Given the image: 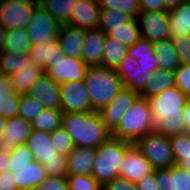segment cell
Masks as SVG:
<instances>
[{
	"instance_id": "6da1fadb",
	"label": "cell",
	"mask_w": 190,
	"mask_h": 190,
	"mask_svg": "<svg viewBox=\"0 0 190 190\" xmlns=\"http://www.w3.org/2000/svg\"><path fill=\"white\" fill-rule=\"evenodd\" d=\"M154 131L167 137L185 133L183 110L188 98L175 85L148 99Z\"/></svg>"
},
{
	"instance_id": "7a4b0ae2",
	"label": "cell",
	"mask_w": 190,
	"mask_h": 190,
	"mask_svg": "<svg viewBox=\"0 0 190 190\" xmlns=\"http://www.w3.org/2000/svg\"><path fill=\"white\" fill-rule=\"evenodd\" d=\"M62 127L72 138L74 146L97 148L112 137L97 111L63 113Z\"/></svg>"
},
{
	"instance_id": "3957f363",
	"label": "cell",
	"mask_w": 190,
	"mask_h": 190,
	"mask_svg": "<svg viewBox=\"0 0 190 190\" xmlns=\"http://www.w3.org/2000/svg\"><path fill=\"white\" fill-rule=\"evenodd\" d=\"M93 111L100 112L124 88L116 69L89 66L83 79Z\"/></svg>"
},
{
	"instance_id": "277c9868",
	"label": "cell",
	"mask_w": 190,
	"mask_h": 190,
	"mask_svg": "<svg viewBox=\"0 0 190 190\" xmlns=\"http://www.w3.org/2000/svg\"><path fill=\"white\" fill-rule=\"evenodd\" d=\"M152 118L149 100L139 96L127 109L111 135L115 139L134 144L139 138L154 131Z\"/></svg>"
},
{
	"instance_id": "5b68a950",
	"label": "cell",
	"mask_w": 190,
	"mask_h": 190,
	"mask_svg": "<svg viewBox=\"0 0 190 190\" xmlns=\"http://www.w3.org/2000/svg\"><path fill=\"white\" fill-rule=\"evenodd\" d=\"M131 145L132 143L111 137L96 148L91 175L102 187L119 176L125 152Z\"/></svg>"
},
{
	"instance_id": "8992f818",
	"label": "cell",
	"mask_w": 190,
	"mask_h": 190,
	"mask_svg": "<svg viewBox=\"0 0 190 190\" xmlns=\"http://www.w3.org/2000/svg\"><path fill=\"white\" fill-rule=\"evenodd\" d=\"M25 145L29 147L34 160L43 166L48 176L67 177V156L59 155L54 150L49 132L32 130Z\"/></svg>"
},
{
	"instance_id": "52a82bcc",
	"label": "cell",
	"mask_w": 190,
	"mask_h": 190,
	"mask_svg": "<svg viewBox=\"0 0 190 190\" xmlns=\"http://www.w3.org/2000/svg\"><path fill=\"white\" fill-rule=\"evenodd\" d=\"M134 144L155 170L169 168L175 164L170 137L153 131L139 138Z\"/></svg>"
},
{
	"instance_id": "ba28073f",
	"label": "cell",
	"mask_w": 190,
	"mask_h": 190,
	"mask_svg": "<svg viewBox=\"0 0 190 190\" xmlns=\"http://www.w3.org/2000/svg\"><path fill=\"white\" fill-rule=\"evenodd\" d=\"M60 24L39 4L33 9L26 30L31 45L43 44L47 40H57Z\"/></svg>"
},
{
	"instance_id": "9c48e42d",
	"label": "cell",
	"mask_w": 190,
	"mask_h": 190,
	"mask_svg": "<svg viewBox=\"0 0 190 190\" xmlns=\"http://www.w3.org/2000/svg\"><path fill=\"white\" fill-rule=\"evenodd\" d=\"M63 113H90L92 108L83 80L59 84Z\"/></svg>"
},
{
	"instance_id": "30bf717a",
	"label": "cell",
	"mask_w": 190,
	"mask_h": 190,
	"mask_svg": "<svg viewBox=\"0 0 190 190\" xmlns=\"http://www.w3.org/2000/svg\"><path fill=\"white\" fill-rule=\"evenodd\" d=\"M136 20L141 38L150 42L169 38L168 11H140Z\"/></svg>"
},
{
	"instance_id": "8fae6325",
	"label": "cell",
	"mask_w": 190,
	"mask_h": 190,
	"mask_svg": "<svg viewBox=\"0 0 190 190\" xmlns=\"http://www.w3.org/2000/svg\"><path fill=\"white\" fill-rule=\"evenodd\" d=\"M88 67L81 58L68 57L66 54H63L46 71V74L57 84L70 81L75 82L85 78Z\"/></svg>"
},
{
	"instance_id": "7c38bea8",
	"label": "cell",
	"mask_w": 190,
	"mask_h": 190,
	"mask_svg": "<svg viewBox=\"0 0 190 190\" xmlns=\"http://www.w3.org/2000/svg\"><path fill=\"white\" fill-rule=\"evenodd\" d=\"M38 0H5L1 25L8 29L26 28Z\"/></svg>"
},
{
	"instance_id": "4fadbf2b",
	"label": "cell",
	"mask_w": 190,
	"mask_h": 190,
	"mask_svg": "<svg viewBox=\"0 0 190 190\" xmlns=\"http://www.w3.org/2000/svg\"><path fill=\"white\" fill-rule=\"evenodd\" d=\"M139 96V92L124 87L99 112L104 125H106L111 132L118 126L120 119Z\"/></svg>"
},
{
	"instance_id": "5bb4252c",
	"label": "cell",
	"mask_w": 190,
	"mask_h": 190,
	"mask_svg": "<svg viewBox=\"0 0 190 190\" xmlns=\"http://www.w3.org/2000/svg\"><path fill=\"white\" fill-rule=\"evenodd\" d=\"M154 171L152 164L144 157L138 147L132 144L125 152L119 176L136 184L141 178L154 173Z\"/></svg>"
},
{
	"instance_id": "9a60e30c",
	"label": "cell",
	"mask_w": 190,
	"mask_h": 190,
	"mask_svg": "<svg viewBox=\"0 0 190 190\" xmlns=\"http://www.w3.org/2000/svg\"><path fill=\"white\" fill-rule=\"evenodd\" d=\"M31 131L30 121L19 116L7 118L4 134L0 138V151L11 153L16 146L25 144Z\"/></svg>"
},
{
	"instance_id": "2e32d148",
	"label": "cell",
	"mask_w": 190,
	"mask_h": 190,
	"mask_svg": "<svg viewBox=\"0 0 190 190\" xmlns=\"http://www.w3.org/2000/svg\"><path fill=\"white\" fill-rule=\"evenodd\" d=\"M27 94L39 101L45 109L62 110L59 84L46 73L35 81Z\"/></svg>"
},
{
	"instance_id": "e0dca14e",
	"label": "cell",
	"mask_w": 190,
	"mask_h": 190,
	"mask_svg": "<svg viewBox=\"0 0 190 190\" xmlns=\"http://www.w3.org/2000/svg\"><path fill=\"white\" fill-rule=\"evenodd\" d=\"M137 59L126 54L116 68L118 76L122 80L124 87L140 92L153 74L142 76V72Z\"/></svg>"
},
{
	"instance_id": "ac0fdd59",
	"label": "cell",
	"mask_w": 190,
	"mask_h": 190,
	"mask_svg": "<svg viewBox=\"0 0 190 190\" xmlns=\"http://www.w3.org/2000/svg\"><path fill=\"white\" fill-rule=\"evenodd\" d=\"M100 10L98 0H79L72 11L68 24L86 30L96 29Z\"/></svg>"
},
{
	"instance_id": "d6986e66",
	"label": "cell",
	"mask_w": 190,
	"mask_h": 190,
	"mask_svg": "<svg viewBox=\"0 0 190 190\" xmlns=\"http://www.w3.org/2000/svg\"><path fill=\"white\" fill-rule=\"evenodd\" d=\"M83 42L81 59L88 66H103L106 34L98 28L87 30Z\"/></svg>"
},
{
	"instance_id": "ffe728a7",
	"label": "cell",
	"mask_w": 190,
	"mask_h": 190,
	"mask_svg": "<svg viewBox=\"0 0 190 190\" xmlns=\"http://www.w3.org/2000/svg\"><path fill=\"white\" fill-rule=\"evenodd\" d=\"M96 148L75 146L67 155V176L91 175Z\"/></svg>"
},
{
	"instance_id": "44dd1931",
	"label": "cell",
	"mask_w": 190,
	"mask_h": 190,
	"mask_svg": "<svg viewBox=\"0 0 190 190\" xmlns=\"http://www.w3.org/2000/svg\"><path fill=\"white\" fill-rule=\"evenodd\" d=\"M86 31V29L74 27L69 24L61 25L58 31L57 41L63 53L68 57L81 58V50Z\"/></svg>"
},
{
	"instance_id": "7402d4cb",
	"label": "cell",
	"mask_w": 190,
	"mask_h": 190,
	"mask_svg": "<svg viewBox=\"0 0 190 190\" xmlns=\"http://www.w3.org/2000/svg\"><path fill=\"white\" fill-rule=\"evenodd\" d=\"M63 51L57 40H47L42 45H31L27 52L29 60L37 66H40L46 72L54 65V62L63 56Z\"/></svg>"
},
{
	"instance_id": "603a6c76",
	"label": "cell",
	"mask_w": 190,
	"mask_h": 190,
	"mask_svg": "<svg viewBox=\"0 0 190 190\" xmlns=\"http://www.w3.org/2000/svg\"><path fill=\"white\" fill-rule=\"evenodd\" d=\"M127 54L137 59L142 76L153 74L158 69L153 42L147 39L140 38L135 44L127 48Z\"/></svg>"
},
{
	"instance_id": "cb8c5ba5",
	"label": "cell",
	"mask_w": 190,
	"mask_h": 190,
	"mask_svg": "<svg viewBox=\"0 0 190 190\" xmlns=\"http://www.w3.org/2000/svg\"><path fill=\"white\" fill-rule=\"evenodd\" d=\"M12 175L18 190H34L48 176L43 166L35 160L21 169H15Z\"/></svg>"
},
{
	"instance_id": "d4e9b609",
	"label": "cell",
	"mask_w": 190,
	"mask_h": 190,
	"mask_svg": "<svg viewBox=\"0 0 190 190\" xmlns=\"http://www.w3.org/2000/svg\"><path fill=\"white\" fill-rule=\"evenodd\" d=\"M45 73L42 67L31 62L30 64L23 65L18 73L7 75V78L17 94H24Z\"/></svg>"
},
{
	"instance_id": "484cf974",
	"label": "cell",
	"mask_w": 190,
	"mask_h": 190,
	"mask_svg": "<svg viewBox=\"0 0 190 190\" xmlns=\"http://www.w3.org/2000/svg\"><path fill=\"white\" fill-rule=\"evenodd\" d=\"M169 38L190 34V3L182 2L168 11Z\"/></svg>"
},
{
	"instance_id": "4316f807",
	"label": "cell",
	"mask_w": 190,
	"mask_h": 190,
	"mask_svg": "<svg viewBox=\"0 0 190 190\" xmlns=\"http://www.w3.org/2000/svg\"><path fill=\"white\" fill-rule=\"evenodd\" d=\"M153 48L158 62V69L175 71L181 65L171 38L154 41Z\"/></svg>"
},
{
	"instance_id": "83f0119b",
	"label": "cell",
	"mask_w": 190,
	"mask_h": 190,
	"mask_svg": "<svg viewBox=\"0 0 190 190\" xmlns=\"http://www.w3.org/2000/svg\"><path fill=\"white\" fill-rule=\"evenodd\" d=\"M175 85V72L173 70L157 69L139 92V95L149 99Z\"/></svg>"
},
{
	"instance_id": "f1b7e54d",
	"label": "cell",
	"mask_w": 190,
	"mask_h": 190,
	"mask_svg": "<svg viewBox=\"0 0 190 190\" xmlns=\"http://www.w3.org/2000/svg\"><path fill=\"white\" fill-rule=\"evenodd\" d=\"M20 94H17L10 84L7 75L0 83V116L12 118L18 116Z\"/></svg>"
},
{
	"instance_id": "f546056e",
	"label": "cell",
	"mask_w": 190,
	"mask_h": 190,
	"mask_svg": "<svg viewBox=\"0 0 190 190\" xmlns=\"http://www.w3.org/2000/svg\"><path fill=\"white\" fill-rule=\"evenodd\" d=\"M31 47V39L26 28L8 29L5 37L3 52L13 55L27 54Z\"/></svg>"
},
{
	"instance_id": "4dcf8cb0",
	"label": "cell",
	"mask_w": 190,
	"mask_h": 190,
	"mask_svg": "<svg viewBox=\"0 0 190 190\" xmlns=\"http://www.w3.org/2000/svg\"><path fill=\"white\" fill-rule=\"evenodd\" d=\"M79 0H38V3L60 24L69 23L72 11Z\"/></svg>"
},
{
	"instance_id": "1f68e13d",
	"label": "cell",
	"mask_w": 190,
	"mask_h": 190,
	"mask_svg": "<svg viewBox=\"0 0 190 190\" xmlns=\"http://www.w3.org/2000/svg\"><path fill=\"white\" fill-rule=\"evenodd\" d=\"M63 111L59 109H44L30 123L32 130L51 132L62 126Z\"/></svg>"
},
{
	"instance_id": "d6a6232c",
	"label": "cell",
	"mask_w": 190,
	"mask_h": 190,
	"mask_svg": "<svg viewBox=\"0 0 190 190\" xmlns=\"http://www.w3.org/2000/svg\"><path fill=\"white\" fill-rule=\"evenodd\" d=\"M106 37L116 39L127 47L132 46L141 38V33L136 18H131L123 26L112 27V31L108 32Z\"/></svg>"
},
{
	"instance_id": "836d02e7",
	"label": "cell",
	"mask_w": 190,
	"mask_h": 190,
	"mask_svg": "<svg viewBox=\"0 0 190 190\" xmlns=\"http://www.w3.org/2000/svg\"><path fill=\"white\" fill-rule=\"evenodd\" d=\"M127 46L116 39L106 37L103 51V67L116 69L121 59L127 54Z\"/></svg>"
},
{
	"instance_id": "e575fe53",
	"label": "cell",
	"mask_w": 190,
	"mask_h": 190,
	"mask_svg": "<svg viewBox=\"0 0 190 190\" xmlns=\"http://www.w3.org/2000/svg\"><path fill=\"white\" fill-rule=\"evenodd\" d=\"M130 19L131 17L123 12L101 9L97 28L107 34L112 31V27L123 26Z\"/></svg>"
},
{
	"instance_id": "d590c367",
	"label": "cell",
	"mask_w": 190,
	"mask_h": 190,
	"mask_svg": "<svg viewBox=\"0 0 190 190\" xmlns=\"http://www.w3.org/2000/svg\"><path fill=\"white\" fill-rule=\"evenodd\" d=\"M101 9L123 12L136 18L140 12L138 0H98Z\"/></svg>"
},
{
	"instance_id": "8d00e7d4",
	"label": "cell",
	"mask_w": 190,
	"mask_h": 190,
	"mask_svg": "<svg viewBox=\"0 0 190 190\" xmlns=\"http://www.w3.org/2000/svg\"><path fill=\"white\" fill-rule=\"evenodd\" d=\"M44 109L45 108L39 101H37L27 93L20 94L18 111L19 117L31 122Z\"/></svg>"
},
{
	"instance_id": "74e56055",
	"label": "cell",
	"mask_w": 190,
	"mask_h": 190,
	"mask_svg": "<svg viewBox=\"0 0 190 190\" xmlns=\"http://www.w3.org/2000/svg\"><path fill=\"white\" fill-rule=\"evenodd\" d=\"M31 61L27 54L13 55L8 52H3L0 58V69L5 75L18 73L23 65L30 64Z\"/></svg>"
},
{
	"instance_id": "f35d334b",
	"label": "cell",
	"mask_w": 190,
	"mask_h": 190,
	"mask_svg": "<svg viewBox=\"0 0 190 190\" xmlns=\"http://www.w3.org/2000/svg\"><path fill=\"white\" fill-rule=\"evenodd\" d=\"M54 150L63 156H67L75 147L70 135L61 126L50 132Z\"/></svg>"
},
{
	"instance_id": "ab89813d",
	"label": "cell",
	"mask_w": 190,
	"mask_h": 190,
	"mask_svg": "<svg viewBox=\"0 0 190 190\" xmlns=\"http://www.w3.org/2000/svg\"><path fill=\"white\" fill-rule=\"evenodd\" d=\"M34 161L33 154L25 144L16 146L10 153L9 171L14 173L15 169H21Z\"/></svg>"
},
{
	"instance_id": "60d3db41",
	"label": "cell",
	"mask_w": 190,
	"mask_h": 190,
	"mask_svg": "<svg viewBox=\"0 0 190 190\" xmlns=\"http://www.w3.org/2000/svg\"><path fill=\"white\" fill-rule=\"evenodd\" d=\"M69 190H102V186L92 175L67 176Z\"/></svg>"
},
{
	"instance_id": "b9f144b4",
	"label": "cell",
	"mask_w": 190,
	"mask_h": 190,
	"mask_svg": "<svg viewBox=\"0 0 190 190\" xmlns=\"http://www.w3.org/2000/svg\"><path fill=\"white\" fill-rule=\"evenodd\" d=\"M172 155L175 163L184 156H190V134L181 133L170 137Z\"/></svg>"
},
{
	"instance_id": "7bdbcfd3",
	"label": "cell",
	"mask_w": 190,
	"mask_h": 190,
	"mask_svg": "<svg viewBox=\"0 0 190 190\" xmlns=\"http://www.w3.org/2000/svg\"><path fill=\"white\" fill-rule=\"evenodd\" d=\"M171 190H190V172L174 164L169 167Z\"/></svg>"
},
{
	"instance_id": "ee69618b",
	"label": "cell",
	"mask_w": 190,
	"mask_h": 190,
	"mask_svg": "<svg viewBox=\"0 0 190 190\" xmlns=\"http://www.w3.org/2000/svg\"><path fill=\"white\" fill-rule=\"evenodd\" d=\"M173 46L177 51L181 64L190 65V34L171 38Z\"/></svg>"
},
{
	"instance_id": "f6af8a7d",
	"label": "cell",
	"mask_w": 190,
	"mask_h": 190,
	"mask_svg": "<svg viewBox=\"0 0 190 190\" xmlns=\"http://www.w3.org/2000/svg\"><path fill=\"white\" fill-rule=\"evenodd\" d=\"M174 72L176 86L190 98V65L181 64Z\"/></svg>"
},
{
	"instance_id": "bcb514c9",
	"label": "cell",
	"mask_w": 190,
	"mask_h": 190,
	"mask_svg": "<svg viewBox=\"0 0 190 190\" xmlns=\"http://www.w3.org/2000/svg\"><path fill=\"white\" fill-rule=\"evenodd\" d=\"M34 190H69L66 177L47 176Z\"/></svg>"
},
{
	"instance_id": "7dc6e473",
	"label": "cell",
	"mask_w": 190,
	"mask_h": 190,
	"mask_svg": "<svg viewBox=\"0 0 190 190\" xmlns=\"http://www.w3.org/2000/svg\"><path fill=\"white\" fill-rule=\"evenodd\" d=\"M102 190H138L135 183L122 178L120 176L115 177L108 183H106Z\"/></svg>"
},
{
	"instance_id": "c3c4849f",
	"label": "cell",
	"mask_w": 190,
	"mask_h": 190,
	"mask_svg": "<svg viewBox=\"0 0 190 190\" xmlns=\"http://www.w3.org/2000/svg\"><path fill=\"white\" fill-rule=\"evenodd\" d=\"M155 179L159 190H171L170 168H162L155 170Z\"/></svg>"
},
{
	"instance_id": "681fc988",
	"label": "cell",
	"mask_w": 190,
	"mask_h": 190,
	"mask_svg": "<svg viewBox=\"0 0 190 190\" xmlns=\"http://www.w3.org/2000/svg\"><path fill=\"white\" fill-rule=\"evenodd\" d=\"M140 11H167L163 0H138Z\"/></svg>"
},
{
	"instance_id": "f907efd6",
	"label": "cell",
	"mask_w": 190,
	"mask_h": 190,
	"mask_svg": "<svg viewBox=\"0 0 190 190\" xmlns=\"http://www.w3.org/2000/svg\"><path fill=\"white\" fill-rule=\"evenodd\" d=\"M136 186L138 190H159V186L155 179V171L141 178V180L136 183Z\"/></svg>"
},
{
	"instance_id": "816d5d0a",
	"label": "cell",
	"mask_w": 190,
	"mask_h": 190,
	"mask_svg": "<svg viewBox=\"0 0 190 190\" xmlns=\"http://www.w3.org/2000/svg\"><path fill=\"white\" fill-rule=\"evenodd\" d=\"M0 190H18L10 171L0 173Z\"/></svg>"
},
{
	"instance_id": "f5cc1de1",
	"label": "cell",
	"mask_w": 190,
	"mask_h": 190,
	"mask_svg": "<svg viewBox=\"0 0 190 190\" xmlns=\"http://www.w3.org/2000/svg\"><path fill=\"white\" fill-rule=\"evenodd\" d=\"M10 153L0 151V173L9 171Z\"/></svg>"
},
{
	"instance_id": "db71d44e",
	"label": "cell",
	"mask_w": 190,
	"mask_h": 190,
	"mask_svg": "<svg viewBox=\"0 0 190 190\" xmlns=\"http://www.w3.org/2000/svg\"><path fill=\"white\" fill-rule=\"evenodd\" d=\"M185 120V132L190 134V98H188L187 106L183 110Z\"/></svg>"
},
{
	"instance_id": "11a10c76",
	"label": "cell",
	"mask_w": 190,
	"mask_h": 190,
	"mask_svg": "<svg viewBox=\"0 0 190 190\" xmlns=\"http://www.w3.org/2000/svg\"><path fill=\"white\" fill-rule=\"evenodd\" d=\"M175 164L190 172V156L182 157Z\"/></svg>"
},
{
	"instance_id": "9f6ffc18",
	"label": "cell",
	"mask_w": 190,
	"mask_h": 190,
	"mask_svg": "<svg viewBox=\"0 0 190 190\" xmlns=\"http://www.w3.org/2000/svg\"><path fill=\"white\" fill-rule=\"evenodd\" d=\"M184 0H163L164 5H165V9L167 11L175 8L176 6H178L179 4H181Z\"/></svg>"
},
{
	"instance_id": "6f0895ef",
	"label": "cell",
	"mask_w": 190,
	"mask_h": 190,
	"mask_svg": "<svg viewBox=\"0 0 190 190\" xmlns=\"http://www.w3.org/2000/svg\"><path fill=\"white\" fill-rule=\"evenodd\" d=\"M7 35V29L4 28L0 23V47L3 48L5 37Z\"/></svg>"
},
{
	"instance_id": "680465c9",
	"label": "cell",
	"mask_w": 190,
	"mask_h": 190,
	"mask_svg": "<svg viewBox=\"0 0 190 190\" xmlns=\"http://www.w3.org/2000/svg\"><path fill=\"white\" fill-rule=\"evenodd\" d=\"M6 121H7V118H6V117L0 116V138H1V137L3 136V134H4Z\"/></svg>"
},
{
	"instance_id": "91938a15",
	"label": "cell",
	"mask_w": 190,
	"mask_h": 190,
	"mask_svg": "<svg viewBox=\"0 0 190 190\" xmlns=\"http://www.w3.org/2000/svg\"><path fill=\"white\" fill-rule=\"evenodd\" d=\"M4 3H5V0H0V21H1V15H2Z\"/></svg>"
},
{
	"instance_id": "94428289",
	"label": "cell",
	"mask_w": 190,
	"mask_h": 190,
	"mask_svg": "<svg viewBox=\"0 0 190 190\" xmlns=\"http://www.w3.org/2000/svg\"><path fill=\"white\" fill-rule=\"evenodd\" d=\"M4 72L0 69V83H3Z\"/></svg>"
},
{
	"instance_id": "6125c7cd",
	"label": "cell",
	"mask_w": 190,
	"mask_h": 190,
	"mask_svg": "<svg viewBox=\"0 0 190 190\" xmlns=\"http://www.w3.org/2000/svg\"><path fill=\"white\" fill-rule=\"evenodd\" d=\"M2 53H3V48L0 47V58H1Z\"/></svg>"
}]
</instances>
